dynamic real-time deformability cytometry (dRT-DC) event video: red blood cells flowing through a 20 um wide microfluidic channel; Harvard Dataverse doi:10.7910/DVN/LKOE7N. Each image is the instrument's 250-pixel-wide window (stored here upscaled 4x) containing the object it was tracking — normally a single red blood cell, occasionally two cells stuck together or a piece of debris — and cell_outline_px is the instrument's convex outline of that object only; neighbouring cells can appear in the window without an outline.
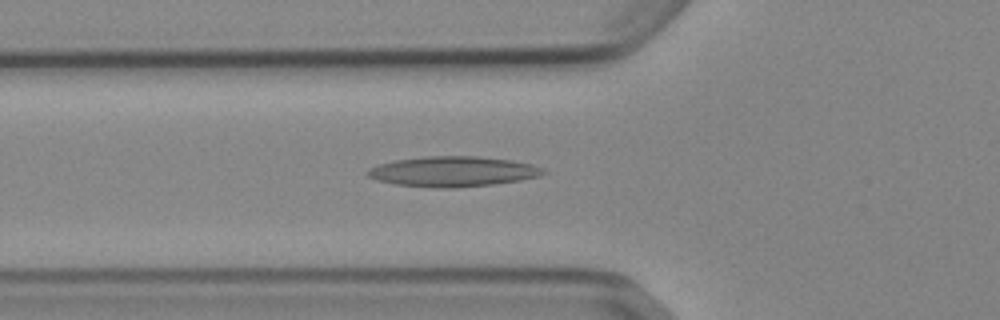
{"species": "Egyptian fruit bat (a non-hibernating species)", "species_latin": "Rousettus aegyptiacus", "temperature_condition": "cold", "stored_images_in_passage": 36, "camera_frame_rate_fps": 3000, "um_per_image_px": 0.085, "animal": {"sex": "female"}, "frame": {"image": 1, "passage_image": 2, "time_ms": 0.333, "image_size_px": [1000, 320], "cell_outline_px": [[548, 172], [540, 176], [520, 180], [492, 184], [456, 188], [440, 188], [396, 184], [376, 180], [368, 176], [364, 172], [368, 168], [380, 164], [396, 160], [424, 156], [476, 156], [512, 160], [532, 164], [544, 168]], "centroid_in_image_um": [38.51, 14.57], "position_along_channel_um": 87.3, "area_um2": 31.04}}
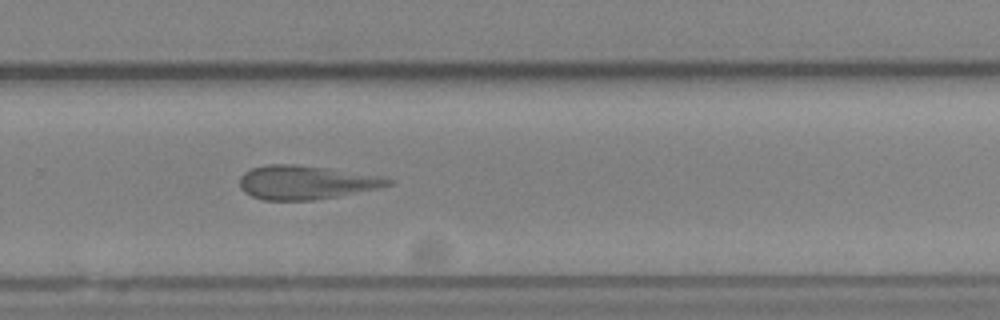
{"frame": {"image": 2, "passage_image": 19, "time_ms": 6.0, "image_size_px": [1000, 320], "cell_outline_px": [[396, 180], [392, 184], [380, 188], [336, 196], [312, 200], [264, 200], [252, 196], [244, 192], [240, 188], [240, 176], [244, 172], [252, 168], [268, 164], [292, 164], [324, 168], [384, 176]], "centroid_in_image_um": [26.02, 15.5], "position_along_channel_um": 303.8, "area_um2": 29.13}}
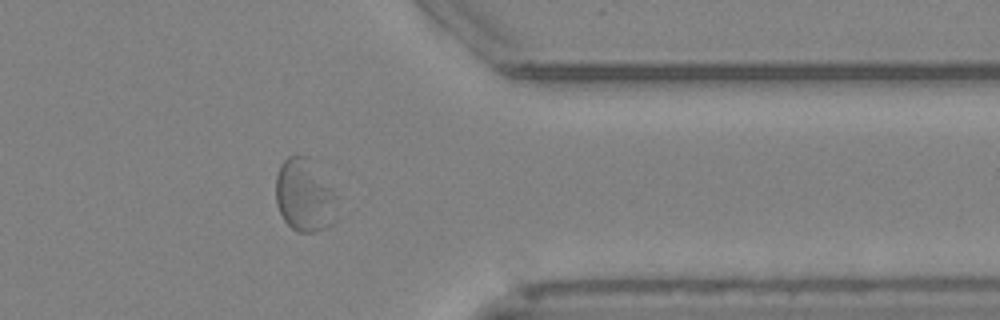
{"frame": {"image": 3, "passage_image": 26, "time_ms": 8.333, "image_size_px": [1000, 320], "cell_outline_px": [[336, 220], [332, 224], [324, 228], [312, 232], [296, 232], [284, 220], [276, 204], [276, 176], [280, 164], [288, 156], [308, 156], [332, 188], [336, 196]], "centroid_in_image_um": [25.88, 16.62], "position_along_channel_um": 385.5, "area_um2": 26.01}}